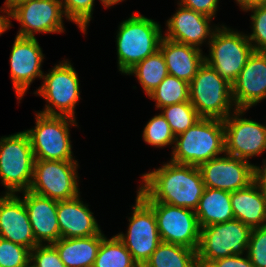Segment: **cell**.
I'll return each mask as SVG.
<instances>
[{"instance_id":"33","label":"cell","mask_w":266,"mask_h":267,"mask_svg":"<svg viewBox=\"0 0 266 267\" xmlns=\"http://www.w3.org/2000/svg\"><path fill=\"white\" fill-rule=\"evenodd\" d=\"M95 0H64V13L67 19L74 21L81 31L85 32L87 24L90 22Z\"/></svg>"},{"instance_id":"26","label":"cell","mask_w":266,"mask_h":267,"mask_svg":"<svg viewBox=\"0 0 266 267\" xmlns=\"http://www.w3.org/2000/svg\"><path fill=\"white\" fill-rule=\"evenodd\" d=\"M196 262V250L161 242L143 267H195Z\"/></svg>"},{"instance_id":"30","label":"cell","mask_w":266,"mask_h":267,"mask_svg":"<svg viewBox=\"0 0 266 267\" xmlns=\"http://www.w3.org/2000/svg\"><path fill=\"white\" fill-rule=\"evenodd\" d=\"M162 115L167 120L175 137L184 133L201 117L190 101L163 107Z\"/></svg>"},{"instance_id":"32","label":"cell","mask_w":266,"mask_h":267,"mask_svg":"<svg viewBox=\"0 0 266 267\" xmlns=\"http://www.w3.org/2000/svg\"><path fill=\"white\" fill-rule=\"evenodd\" d=\"M29 264L28 248L0 238V267H27Z\"/></svg>"},{"instance_id":"22","label":"cell","mask_w":266,"mask_h":267,"mask_svg":"<svg viewBox=\"0 0 266 267\" xmlns=\"http://www.w3.org/2000/svg\"><path fill=\"white\" fill-rule=\"evenodd\" d=\"M159 50L162 52L168 73L190 83L198 68L205 62L201 49L162 38Z\"/></svg>"},{"instance_id":"37","label":"cell","mask_w":266,"mask_h":267,"mask_svg":"<svg viewBox=\"0 0 266 267\" xmlns=\"http://www.w3.org/2000/svg\"><path fill=\"white\" fill-rule=\"evenodd\" d=\"M180 6H184L195 12L213 18L217 11L218 0H181Z\"/></svg>"},{"instance_id":"5","label":"cell","mask_w":266,"mask_h":267,"mask_svg":"<svg viewBox=\"0 0 266 267\" xmlns=\"http://www.w3.org/2000/svg\"><path fill=\"white\" fill-rule=\"evenodd\" d=\"M35 157L25 131L0 139V177L8 194L28 191Z\"/></svg>"},{"instance_id":"8","label":"cell","mask_w":266,"mask_h":267,"mask_svg":"<svg viewBox=\"0 0 266 267\" xmlns=\"http://www.w3.org/2000/svg\"><path fill=\"white\" fill-rule=\"evenodd\" d=\"M217 30V31H216ZM210 58L205 62L230 84H232L253 53V45L246 35L223 28H215L209 39Z\"/></svg>"},{"instance_id":"2","label":"cell","mask_w":266,"mask_h":267,"mask_svg":"<svg viewBox=\"0 0 266 267\" xmlns=\"http://www.w3.org/2000/svg\"><path fill=\"white\" fill-rule=\"evenodd\" d=\"M172 162L199 166L225 152L224 122L201 118L184 133L175 137Z\"/></svg>"},{"instance_id":"13","label":"cell","mask_w":266,"mask_h":267,"mask_svg":"<svg viewBox=\"0 0 266 267\" xmlns=\"http://www.w3.org/2000/svg\"><path fill=\"white\" fill-rule=\"evenodd\" d=\"M61 0H28L15 6L8 17L21 23L17 36L34 38V33L63 32Z\"/></svg>"},{"instance_id":"43","label":"cell","mask_w":266,"mask_h":267,"mask_svg":"<svg viewBox=\"0 0 266 267\" xmlns=\"http://www.w3.org/2000/svg\"><path fill=\"white\" fill-rule=\"evenodd\" d=\"M105 7H109L111 5L117 4L122 0H101Z\"/></svg>"},{"instance_id":"17","label":"cell","mask_w":266,"mask_h":267,"mask_svg":"<svg viewBox=\"0 0 266 267\" xmlns=\"http://www.w3.org/2000/svg\"><path fill=\"white\" fill-rule=\"evenodd\" d=\"M43 53L37 39L16 36L10 54L11 78L19 99L25 94L35 77L43 79L41 62Z\"/></svg>"},{"instance_id":"9","label":"cell","mask_w":266,"mask_h":267,"mask_svg":"<svg viewBox=\"0 0 266 267\" xmlns=\"http://www.w3.org/2000/svg\"><path fill=\"white\" fill-rule=\"evenodd\" d=\"M77 161L35 160L29 191L56 201L79 196Z\"/></svg>"},{"instance_id":"34","label":"cell","mask_w":266,"mask_h":267,"mask_svg":"<svg viewBox=\"0 0 266 267\" xmlns=\"http://www.w3.org/2000/svg\"><path fill=\"white\" fill-rule=\"evenodd\" d=\"M247 257L254 267H266V226L251 229Z\"/></svg>"},{"instance_id":"20","label":"cell","mask_w":266,"mask_h":267,"mask_svg":"<svg viewBox=\"0 0 266 267\" xmlns=\"http://www.w3.org/2000/svg\"><path fill=\"white\" fill-rule=\"evenodd\" d=\"M87 205L79 196L58 201L57 217L61 238H81L101 234V230Z\"/></svg>"},{"instance_id":"39","label":"cell","mask_w":266,"mask_h":267,"mask_svg":"<svg viewBox=\"0 0 266 267\" xmlns=\"http://www.w3.org/2000/svg\"><path fill=\"white\" fill-rule=\"evenodd\" d=\"M263 168L254 166V179L253 181L261 189V192L266 196V163L264 161Z\"/></svg>"},{"instance_id":"10","label":"cell","mask_w":266,"mask_h":267,"mask_svg":"<svg viewBox=\"0 0 266 267\" xmlns=\"http://www.w3.org/2000/svg\"><path fill=\"white\" fill-rule=\"evenodd\" d=\"M154 212L161 242L198 249L201 228L195 211L161 202H145Z\"/></svg>"},{"instance_id":"36","label":"cell","mask_w":266,"mask_h":267,"mask_svg":"<svg viewBox=\"0 0 266 267\" xmlns=\"http://www.w3.org/2000/svg\"><path fill=\"white\" fill-rule=\"evenodd\" d=\"M32 267H66L61 261L59 253L53 244L37 245L30 251Z\"/></svg>"},{"instance_id":"4","label":"cell","mask_w":266,"mask_h":267,"mask_svg":"<svg viewBox=\"0 0 266 267\" xmlns=\"http://www.w3.org/2000/svg\"><path fill=\"white\" fill-rule=\"evenodd\" d=\"M189 101L201 118L224 120L235 105L232 84L204 62L189 83Z\"/></svg>"},{"instance_id":"27","label":"cell","mask_w":266,"mask_h":267,"mask_svg":"<svg viewBox=\"0 0 266 267\" xmlns=\"http://www.w3.org/2000/svg\"><path fill=\"white\" fill-rule=\"evenodd\" d=\"M133 73L142 84L147 95L169 74L164 56L160 50L138 62L127 72V74Z\"/></svg>"},{"instance_id":"24","label":"cell","mask_w":266,"mask_h":267,"mask_svg":"<svg viewBox=\"0 0 266 267\" xmlns=\"http://www.w3.org/2000/svg\"><path fill=\"white\" fill-rule=\"evenodd\" d=\"M104 235L81 238H60L53 243L66 267H93Z\"/></svg>"},{"instance_id":"3","label":"cell","mask_w":266,"mask_h":267,"mask_svg":"<svg viewBox=\"0 0 266 267\" xmlns=\"http://www.w3.org/2000/svg\"><path fill=\"white\" fill-rule=\"evenodd\" d=\"M157 22L133 15L120 24L117 34L119 70L127 72L138 62L159 50L163 38Z\"/></svg>"},{"instance_id":"15","label":"cell","mask_w":266,"mask_h":267,"mask_svg":"<svg viewBox=\"0 0 266 267\" xmlns=\"http://www.w3.org/2000/svg\"><path fill=\"white\" fill-rule=\"evenodd\" d=\"M198 168L206 188L234 192L247 187L254 179V165L230 155L213 158Z\"/></svg>"},{"instance_id":"40","label":"cell","mask_w":266,"mask_h":267,"mask_svg":"<svg viewBox=\"0 0 266 267\" xmlns=\"http://www.w3.org/2000/svg\"><path fill=\"white\" fill-rule=\"evenodd\" d=\"M243 10H247L253 6L262 5V0H236Z\"/></svg>"},{"instance_id":"41","label":"cell","mask_w":266,"mask_h":267,"mask_svg":"<svg viewBox=\"0 0 266 267\" xmlns=\"http://www.w3.org/2000/svg\"><path fill=\"white\" fill-rule=\"evenodd\" d=\"M25 1H28V0H6L5 1V8H7L6 10H2L4 12L7 13V15H9V12L15 7L17 6L18 4L22 3V2H25Z\"/></svg>"},{"instance_id":"12","label":"cell","mask_w":266,"mask_h":267,"mask_svg":"<svg viewBox=\"0 0 266 267\" xmlns=\"http://www.w3.org/2000/svg\"><path fill=\"white\" fill-rule=\"evenodd\" d=\"M43 78L44 83L37 92L58 109L59 113L50 105H46L45 110L40 113L74 118V108L80 98V90L78 75L72 65L67 61L60 63Z\"/></svg>"},{"instance_id":"18","label":"cell","mask_w":266,"mask_h":267,"mask_svg":"<svg viewBox=\"0 0 266 267\" xmlns=\"http://www.w3.org/2000/svg\"><path fill=\"white\" fill-rule=\"evenodd\" d=\"M0 238L30 251L39 245L34 238L23 199L12 193L0 197Z\"/></svg>"},{"instance_id":"31","label":"cell","mask_w":266,"mask_h":267,"mask_svg":"<svg viewBox=\"0 0 266 267\" xmlns=\"http://www.w3.org/2000/svg\"><path fill=\"white\" fill-rule=\"evenodd\" d=\"M144 141L156 147L175 143V135L162 114L154 116L143 131Z\"/></svg>"},{"instance_id":"19","label":"cell","mask_w":266,"mask_h":267,"mask_svg":"<svg viewBox=\"0 0 266 267\" xmlns=\"http://www.w3.org/2000/svg\"><path fill=\"white\" fill-rule=\"evenodd\" d=\"M23 192V201L36 242L40 245L42 240L48 244L58 241L61 238L57 217L58 201L34 194L29 190Z\"/></svg>"},{"instance_id":"38","label":"cell","mask_w":266,"mask_h":267,"mask_svg":"<svg viewBox=\"0 0 266 267\" xmlns=\"http://www.w3.org/2000/svg\"><path fill=\"white\" fill-rule=\"evenodd\" d=\"M210 265L212 267H254L247 256L243 258L240 255L217 259L211 262Z\"/></svg>"},{"instance_id":"45","label":"cell","mask_w":266,"mask_h":267,"mask_svg":"<svg viewBox=\"0 0 266 267\" xmlns=\"http://www.w3.org/2000/svg\"><path fill=\"white\" fill-rule=\"evenodd\" d=\"M262 5H266V0H262Z\"/></svg>"},{"instance_id":"11","label":"cell","mask_w":266,"mask_h":267,"mask_svg":"<svg viewBox=\"0 0 266 267\" xmlns=\"http://www.w3.org/2000/svg\"><path fill=\"white\" fill-rule=\"evenodd\" d=\"M129 222L127 236L120 233L116 237L131 253L134 262L143 267L161 243V239L153 210L138 195Z\"/></svg>"},{"instance_id":"28","label":"cell","mask_w":266,"mask_h":267,"mask_svg":"<svg viewBox=\"0 0 266 267\" xmlns=\"http://www.w3.org/2000/svg\"><path fill=\"white\" fill-rule=\"evenodd\" d=\"M93 267H139L131 253L116 237H105L100 244Z\"/></svg>"},{"instance_id":"44","label":"cell","mask_w":266,"mask_h":267,"mask_svg":"<svg viewBox=\"0 0 266 267\" xmlns=\"http://www.w3.org/2000/svg\"><path fill=\"white\" fill-rule=\"evenodd\" d=\"M195 267H212V266L210 264H205L197 261Z\"/></svg>"},{"instance_id":"1","label":"cell","mask_w":266,"mask_h":267,"mask_svg":"<svg viewBox=\"0 0 266 267\" xmlns=\"http://www.w3.org/2000/svg\"><path fill=\"white\" fill-rule=\"evenodd\" d=\"M138 196L144 202H161L196 210L205 189L198 166L170 161L144 174Z\"/></svg>"},{"instance_id":"6","label":"cell","mask_w":266,"mask_h":267,"mask_svg":"<svg viewBox=\"0 0 266 267\" xmlns=\"http://www.w3.org/2000/svg\"><path fill=\"white\" fill-rule=\"evenodd\" d=\"M34 129L25 131L29 137L35 160H73L69 139V123L76 121L69 116L36 115Z\"/></svg>"},{"instance_id":"21","label":"cell","mask_w":266,"mask_h":267,"mask_svg":"<svg viewBox=\"0 0 266 267\" xmlns=\"http://www.w3.org/2000/svg\"><path fill=\"white\" fill-rule=\"evenodd\" d=\"M210 19L212 18L182 6L167 21L168 32L164 37L199 48L203 40L209 36L211 38L214 33V30H210Z\"/></svg>"},{"instance_id":"7","label":"cell","mask_w":266,"mask_h":267,"mask_svg":"<svg viewBox=\"0 0 266 267\" xmlns=\"http://www.w3.org/2000/svg\"><path fill=\"white\" fill-rule=\"evenodd\" d=\"M250 233L251 228L237 219L201 228L197 261L210 264L217 259L242 255Z\"/></svg>"},{"instance_id":"29","label":"cell","mask_w":266,"mask_h":267,"mask_svg":"<svg viewBox=\"0 0 266 267\" xmlns=\"http://www.w3.org/2000/svg\"><path fill=\"white\" fill-rule=\"evenodd\" d=\"M148 96L156 100V107L160 109L187 102L189 101V83L168 74Z\"/></svg>"},{"instance_id":"23","label":"cell","mask_w":266,"mask_h":267,"mask_svg":"<svg viewBox=\"0 0 266 267\" xmlns=\"http://www.w3.org/2000/svg\"><path fill=\"white\" fill-rule=\"evenodd\" d=\"M234 219L252 228L266 226V196L253 181L247 187L231 192Z\"/></svg>"},{"instance_id":"16","label":"cell","mask_w":266,"mask_h":267,"mask_svg":"<svg viewBox=\"0 0 266 267\" xmlns=\"http://www.w3.org/2000/svg\"><path fill=\"white\" fill-rule=\"evenodd\" d=\"M236 109L247 110L266 98V52L253 51L237 79L232 83Z\"/></svg>"},{"instance_id":"14","label":"cell","mask_w":266,"mask_h":267,"mask_svg":"<svg viewBox=\"0 0 266 267\" xmlns=\"http://www.w3.org/2000/svg\"><path fill=\"white\" fill-rule=\"evenodd\" d=\"M245 109H236L235 116L224 120L225 153L247 160L266 150V126L239 118ZM230 116V117H229Z\"/></svg>"},{"instance_id":"35","label":"cell","mask_w":266,"mask_h":267,"mask_svg":"<svg viewBox=\"0 0 266 267\" xmlns=\"http://www.w3.org/2000/svg\"><path fill=\"white\" fill-rule=\"evenodd\" d=\"M247 10H252L253 33L247 36L248 40L257 43L253 46L254 51L266 52V5L253 6Z\"/></svg>"},{"instance_id":"25","label":"cell","mask_w":266,"mask_h":267,"mask_svg":"<svg viewBox=\"0 0 266 267\" xmlns=\"http://www.w3.org/2000/svg\"><path fill=\"white\" fill-rule=\"evenodd\" d=\"M195 214L200 228L234 219L231 192L205 187Z\"/></svg>"},{"instance_id":"42","label":"cell","mask_w":266,"mask_h":267,"mask_svg":"<svg viewBox=\"0 0 266 267\" xmlns=\"http://www.w3.org/2000/svg\"><path fill=\"white\" fill-rule=\"evenodd\" d=\"M11 26L10 20L6 16L0 15V35L6 31V29H9Z\"/></svg>"}]
</instances>
